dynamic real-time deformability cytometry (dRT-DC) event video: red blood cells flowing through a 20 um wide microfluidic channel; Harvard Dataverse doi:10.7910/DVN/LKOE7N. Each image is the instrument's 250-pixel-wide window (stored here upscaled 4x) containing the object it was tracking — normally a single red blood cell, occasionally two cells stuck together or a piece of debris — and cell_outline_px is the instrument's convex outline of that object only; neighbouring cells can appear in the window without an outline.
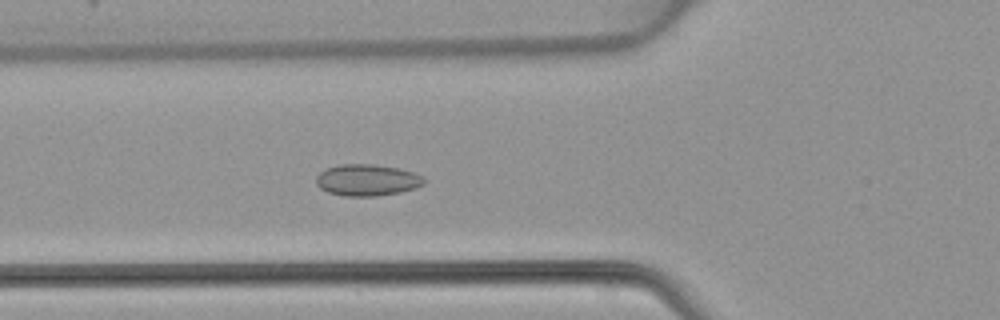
{"species": "common noctule bat (a hibernating species)", "species_latin": "Nyctalus noctula", "temperature_condition": "warm", "stored_images_in_passage": 49, "camera_frame_rate_fps": 3000, "um_per_image_px": 0.085, "animal": {"sex": "female", "body_mass_g": 22.7, "forearm_length_mm": 54.2}, "frame": {"image": 1, "passage_image": 18, "time_ms": 5.667, "image_size_px": [1000, 320], "cell_outline_px": [[424, 184], [416, 188], [400, 192], [376, 196], [344, 196], [328, 192], [320, 188], [316, 184], [316, 176], [320, 172], [328, 168], [340, 164], [372, 164], [396, 168], [412, 172], [424, 176]], "centroid_in_image_um": [31.2, 15.31], "position_along_channel_um": 94.6, "area_um2": 19.77}}
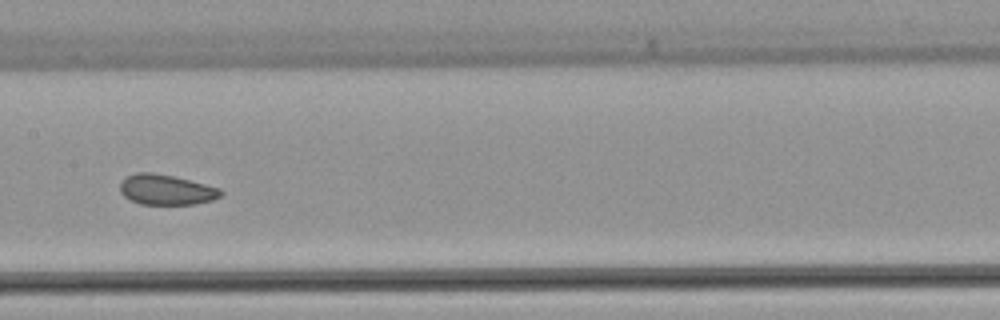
{"frame": {"image": 2, "passage_image": 25, "time_ms": 8.0, "image_size_px": [1000, 320], "cell_outline_px": [[224, 192], [220, 196], [212, 200], [196, 204], [140, 204], [124, 196], [120, 192], [120, 184], [128, 176], [136, 172], [152, 172], [176, 176], [220, 188]], "centroid_in_image_um": [14.15, 16.12], "position_along_channel_um": 193.2, "area_um2": 17.8}}
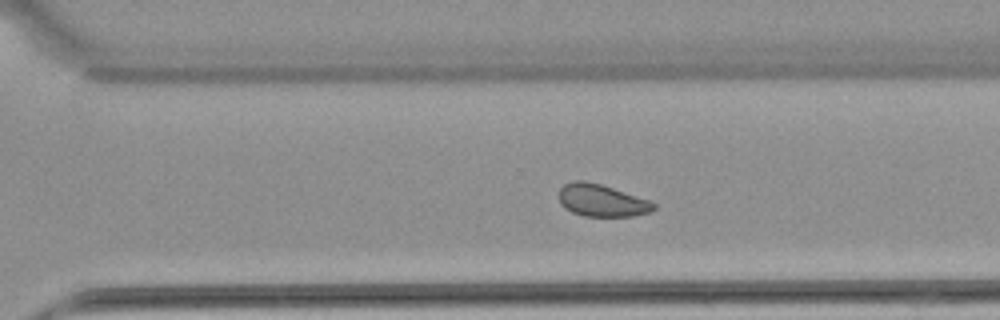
{"frame": {"image": 3, "passage_image": 34, "time_ms": 11.0, "image_size_px": [1000, 320], "cell_outline_px": [[656, 208], [648, 212], [632, 216], [584, 216], [572, 212], [564, 208], [560, 204], [556, 196], [560, 188], [564, 184], [572, 180], [584, 180], [600, 184], [648, 200], [656, 204]], "centroid_in_image_um": [51.06, 17.03], "position_along_channel_um": 319.5, "area_um2": 17.86}}